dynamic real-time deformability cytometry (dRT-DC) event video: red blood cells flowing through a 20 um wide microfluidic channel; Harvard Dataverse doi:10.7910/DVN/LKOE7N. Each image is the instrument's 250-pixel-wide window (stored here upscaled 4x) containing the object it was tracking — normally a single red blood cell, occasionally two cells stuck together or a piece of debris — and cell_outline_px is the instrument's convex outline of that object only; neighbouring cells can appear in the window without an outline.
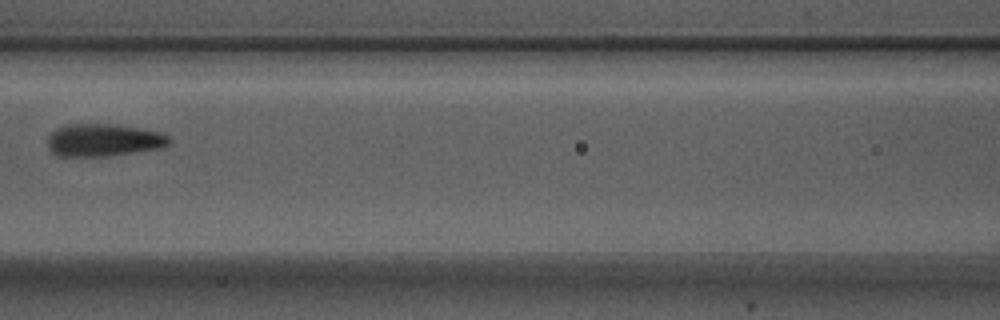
{"species": "Egyptian fruit bat (a non-hibernating species)", "species_latin": "Rousettus aegyptiacus", "temperature_condition": "warm", "stored_images_in_passage": 6, "camera_frame_rate_fps": 3000, "um_per_image_px": 0.085, "animal": {"sex": "male"}, "frame": {"image": 1, "passage_image": 5, "time_ms": 1.333, "image_size_px": [1000, 320], "cell_outline_px": [[172, 144], [160, 148], [108, 156], [56, 156], [48, 148], [48, 136], [56, 128], [68, 124], [108, 124], [136, 128], [160, 132], [168, 136], [172, 140]], "centroid_in_image_um": [8.79, 11.92], "position_along_channel_um": 157.8, "area_um2": 23.0}}
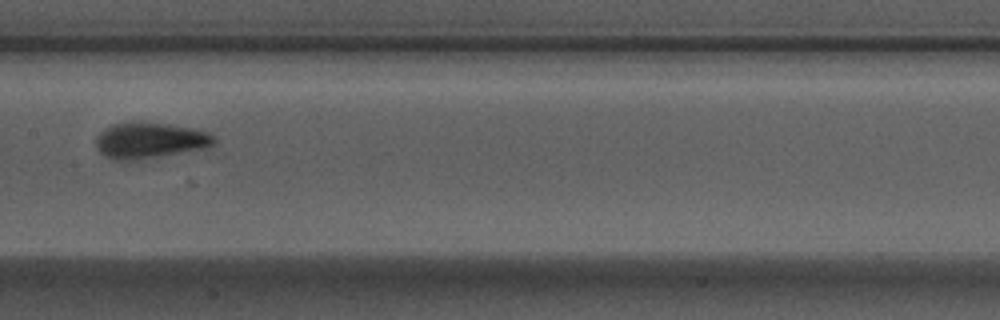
{"frame": {"image": 2, "passage_image": 6, "time_ms": 1.667, "image_size_px": [1000, 320], "cell_outline_px": [[216, 140], [212, 144], [204, 148], [156, 156], [128, 160], [116, 160], [104, 156], [96, 148], [96, 136], [104, 128], [112, 124], [132, 120], [140, 120], [168, 124], [192, 128], [208, 132]], "centroid_in_image_um": [12.65, 11.89], "position_along_channel_um": 194.7, "area_um2": 24.68}}